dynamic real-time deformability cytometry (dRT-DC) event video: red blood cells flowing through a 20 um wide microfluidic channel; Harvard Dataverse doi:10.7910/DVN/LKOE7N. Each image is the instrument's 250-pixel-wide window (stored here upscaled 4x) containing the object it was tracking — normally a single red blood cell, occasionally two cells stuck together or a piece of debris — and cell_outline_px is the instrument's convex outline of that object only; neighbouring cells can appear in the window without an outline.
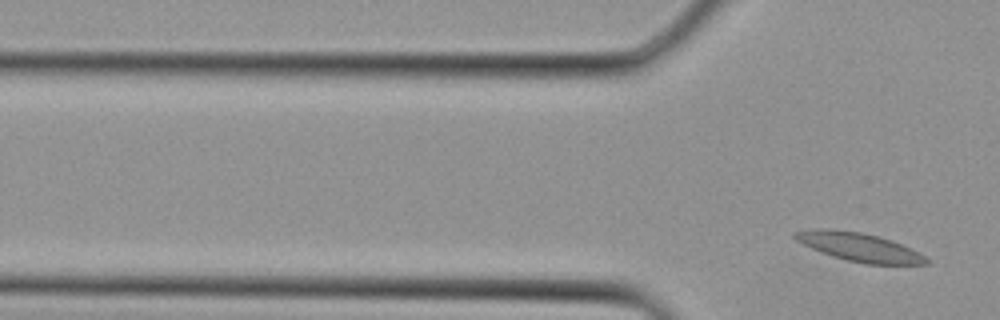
{"species": "Egyptian fruit bat (a non-hibernating species)", "species_latin": "Rousettus aegyptiacus", "temperature_condition": "cold", "stored_images_in_passage": 3, "segment_of_instrument_passage": [2, 2], "camera_frame_rate_fps": 3000, "um_per_image_px": 0.085, "animal": {"sex": "female"}, "frame": {"image": 1, "passage_image": 3, "time_ms": 0.667, "image_size_px": [1000, 320], "cell_outline_px": [[932, 260], [928, 264], [864, 264], [832, 256], [820, 252], [796, 240], [792, 236], [792, 232], [816, 228], [832, 228], [860, 232], [892, 240]], "centroid_in_image_um": [72.99, 20.99], "position_along_channel_um": 52.8, "area_um2": 21.73}}